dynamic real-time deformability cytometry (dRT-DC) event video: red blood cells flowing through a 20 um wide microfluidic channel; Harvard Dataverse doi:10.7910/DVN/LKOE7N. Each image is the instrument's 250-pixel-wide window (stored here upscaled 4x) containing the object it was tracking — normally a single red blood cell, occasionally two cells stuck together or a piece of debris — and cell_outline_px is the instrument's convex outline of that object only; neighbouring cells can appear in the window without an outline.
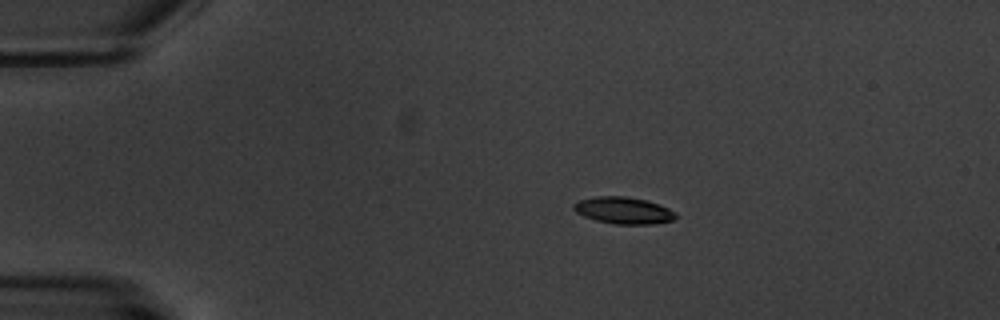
{"species": "common noctule bat (a hibernating species)", "species_latin": "Nyctalus noctula", "temperature_condition": "warm", "stored_images_in_passage": 4, "camera_frame_rate_fps": 3000, "um_per_image_px": 0.085, "animal": {"sex": "male", "body_mass_g": 20.1, "forearm_length_mm": 53.5}, "frame": {"image": 1, "passage_image": 3, "time_ms": 2.333, "image_size_px": [1000, 320], "cell_outline_px": [[676, 216], [672, 220], [652, 224], [616, 224], [596, 220], [584, 216], [576, 212], [572, 208], [572, 204], [580, 200], [596, 196], [624, 196], [644, 200], [660, 204], [676, 212]], "centroid_in_image_um": [52.98, 17.88], "position_along_channel_um": 32.0, "area_um2": 15.84}}